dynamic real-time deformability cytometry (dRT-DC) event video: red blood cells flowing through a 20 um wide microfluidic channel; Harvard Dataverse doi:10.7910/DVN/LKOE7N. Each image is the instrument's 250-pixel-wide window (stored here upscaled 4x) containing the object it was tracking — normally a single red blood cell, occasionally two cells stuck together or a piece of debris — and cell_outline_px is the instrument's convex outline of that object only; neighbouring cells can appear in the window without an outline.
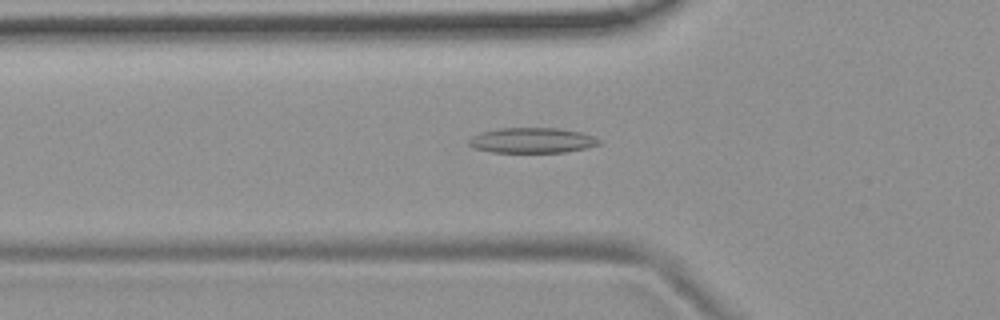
{"species": "common noctule bat (a hibernating species)", "species_latin": "Nyctalus noctula", "temperature_condition": "room temperature", "stored_images_in_passage": 42, "camera_frame_rate_fps": 3000, "um_per_image_px": 0.085, "animal": {"sex": "female", "body_mass_g": 19.9}, "frame": {"image": 1, "passage_image": 17, "time_ms": 5.333, "image_size_px": [1000, 320], "cell_outline_px": [[600, 144], [584, 148], [564, 152], [492, 152], [476, 148], [468, 144], [468, 140], [472, 136], [480, 132], [500, 128], [556, 128], [580, 132], [592, 136], [600, 140]], "centroid_in_image_um": [45.19, 11.93], "position_along_channel_um": 80.6, "area_um2": 18.96}}
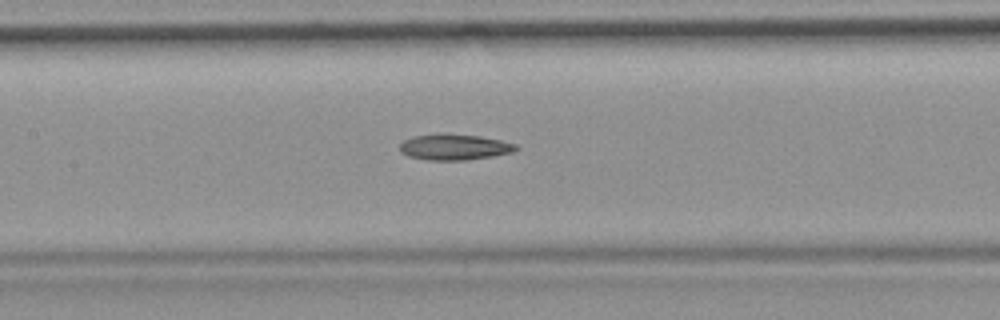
{"frame": {"image": 2, "passage_image": 24, "time_ms": 7.667, "image_size_px": [1000, 320], "cell_outline_px": [[520, 148], [512, 152], [492, 156], [468, 160], [428, 160], [408, 156], [400, 152], [400, 144], [404, 140], [412, 136], [440, 132], [444, 132], [480, 136], [500, 140], [516, 144]], "centroid_in_image_um": [38.6, 12.48], "position_along_channel_um": 168.8, "area_um2": 17.86}}
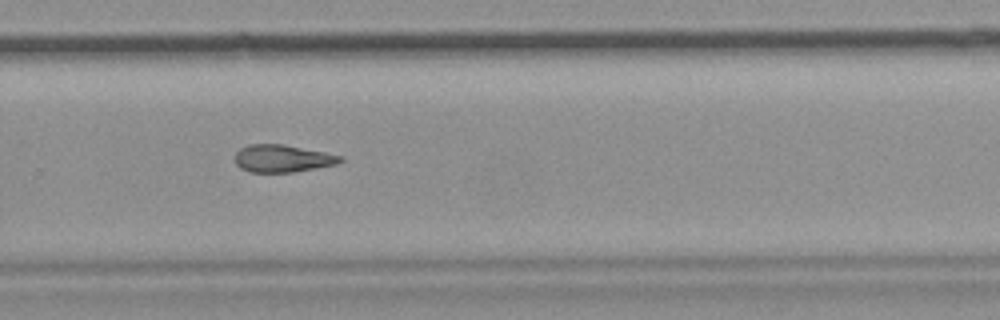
{"frame": {"image": 3, "passage_image": 35, "time_ms": 11.333, "image_size_px": [1000, 320], "cell_outline_px": [[344, 160], [336, 164], [316, 168], [292, 172], [248, 172], [240, 168], [236, 164], [236, 152], [240, 148], [248, 144], [280, 144], [324, 152], [344, 156]], "centroid_in_image_um": [24.0, 13.47], "position_along_channel_um": 305.8, "area_um2": 16.76}}